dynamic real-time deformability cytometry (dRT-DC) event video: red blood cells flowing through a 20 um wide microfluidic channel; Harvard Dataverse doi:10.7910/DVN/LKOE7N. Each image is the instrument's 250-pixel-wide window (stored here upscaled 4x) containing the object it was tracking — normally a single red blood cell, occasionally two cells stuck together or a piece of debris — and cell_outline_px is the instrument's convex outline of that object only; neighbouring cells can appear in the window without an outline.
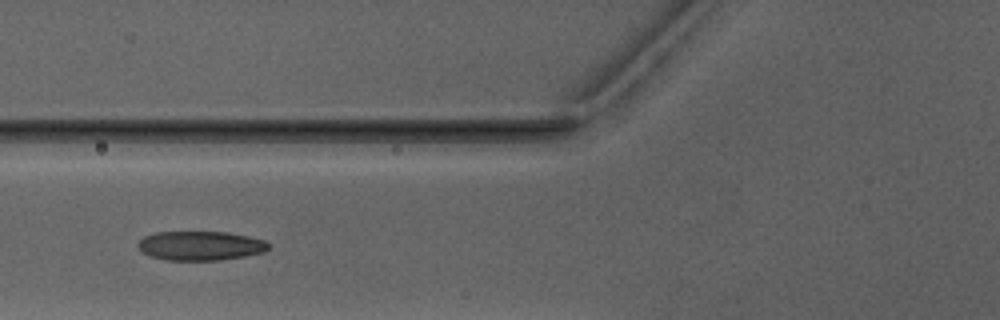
{"species": "Egyptian fruit bat (a non-hibernating species)", "species_latin": "Rousettus aegyptiacus", "temperature_condition": "warm", "stored_images_in_passage": 6, "camera_frame_rate_fps": 3000, "um_per_image_px": 0.085, "animal": {"sex": "male"}, "frame": {"image": 1, "passage_image": 5, "time_ms": 5.0, "image_size_px": [1000, 320], "cell_outline_px": [[268, 248], [264, 252], [244, 256], [220, 260], [164, 260], [148, 256], [136, 244], [144, 236], [156, 232], [228, 232], [248, 236], [264, 240], [268, 244]], "centroid_in_image_um": [17.01, 20.89], "position_along_channel_um": 108.8, "area_um2": 22.2}}
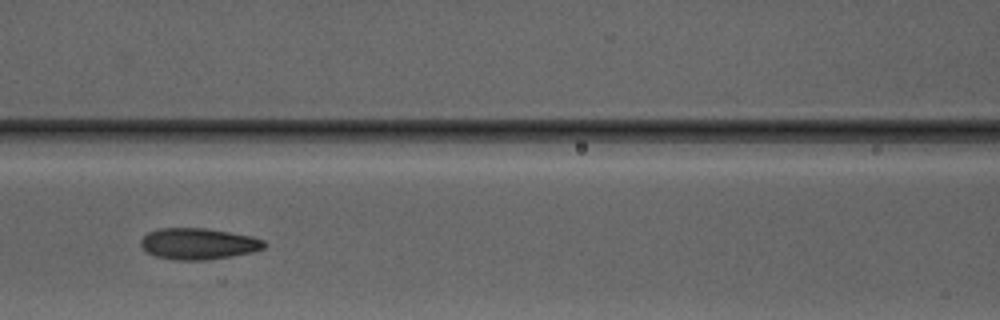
{"frame": {"image": 2, "passage_image": 6, "time_ms": 6.0, "image_size_px": [1000, 320], "cell_outline_px": [[268, 244], [264, 248], [252, 252], [204, 260], [176, 260], [156, 256], [148, 252], [140, 244], [140, 240], [148, 232], [160, 228], [208, 228], [252, 236], [264, 240]], "centroid_in_image_um": [16.88, 20.71], "position_along_channel_um": 149.7, "area_um2": 22.43}}